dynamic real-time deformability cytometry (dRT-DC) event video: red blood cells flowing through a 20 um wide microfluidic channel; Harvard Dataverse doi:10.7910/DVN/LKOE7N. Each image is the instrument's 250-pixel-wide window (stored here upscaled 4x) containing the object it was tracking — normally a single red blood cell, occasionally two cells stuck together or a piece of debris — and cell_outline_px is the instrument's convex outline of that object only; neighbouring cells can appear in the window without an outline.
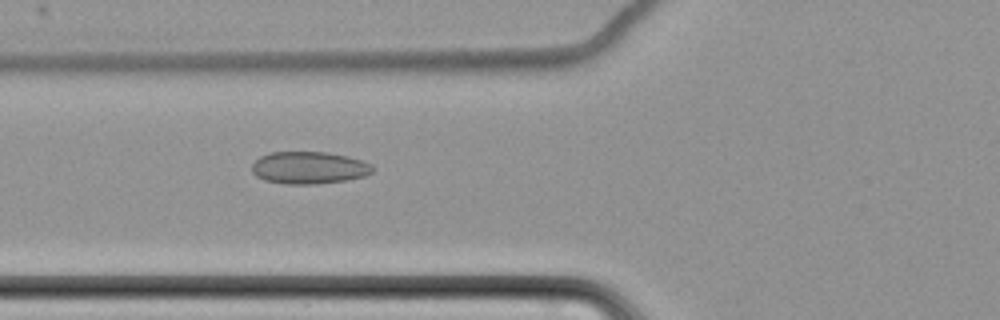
{"species": "common noctule bat (a hibernating species)", "species_latin": "Nyctalus noctula", "temperature_condition": "cold", "stored_images_in_passage": 8, "camera_frame_rate_fps": 3000, "um_per_image_px": 0.085, "animal": {"sex": "female", "body_mass_g": 22.7, "forearm_length_mm": 54.2}, "frame": {"image": 1, "passage_image": 7, "time_ms": 7.333, "image_size_px": [1000, 320], "cell_outline_px": [[372, 172], [364, 176], [348, 180], [316, 184], [284, 184], [264, 180], [256, 176], [252, 172], [252, 164], [260, 156], [272, 152], [328, 152], [348, 156], [372, 164]], "centroid_in_image_um": [26.25, 14.26], "position_along_channel_um": 99.5, "area_um2": 22.77}}